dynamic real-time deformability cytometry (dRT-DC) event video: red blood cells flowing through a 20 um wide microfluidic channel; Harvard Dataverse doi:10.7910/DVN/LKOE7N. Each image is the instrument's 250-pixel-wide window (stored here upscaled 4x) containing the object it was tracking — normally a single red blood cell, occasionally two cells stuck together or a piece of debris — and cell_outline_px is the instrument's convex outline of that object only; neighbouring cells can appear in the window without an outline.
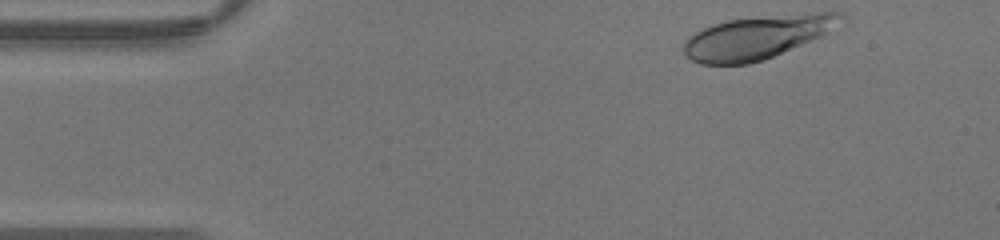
{"species": "human", "species_latin": "Homo sapiens", "temperature_condition": "warm", "stored_images_in_passage": 39, "camera_frame_rate_fps": 3000, "um_per_image_px": 0.085, "donor": {"sex": "male"}, "frame": {"image": 1, "passage_image": 1, "time_ms": 0.0, "image_size_px": [1000, 240], "cell_outline_px": [[848, 16], [828, 32], [812, 40], [764, 60], [748, 64], [700, 64], [692, 60], [684, 52], [684, 40], [696, 32], [712, 24], [728, 20], [804, 12], [844, 12]], "centroid_in_image_um": [64.4, 3.15], "position_along_channel_um": 20.6, "area_um2": 39.59}}
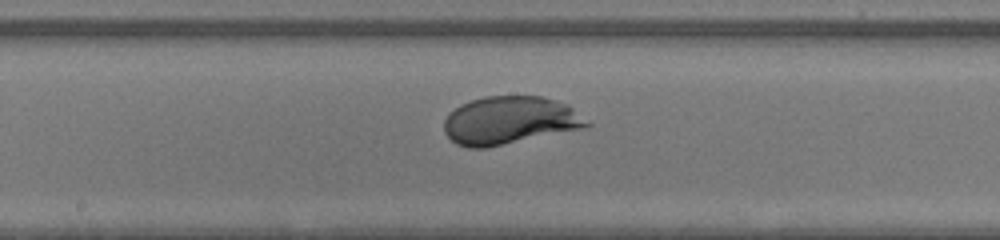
{"frame": {"image": 2, "passage_image": 18, "time_ms": 5.667, "image_size_px": [1000, 240], "cell_outline_px": [[592, 124], [588, 128], [484, 148], [468, 148], [456, 144], [444, 132], [444, 120], [448, 112], [460, 104], [484, 96], [540, 96], [556, 100], [568, 104]], "centroid_in_image_um": [43.34, 10.24], "position_along_channel_um": 204.9, "area_um2": 40.23}}
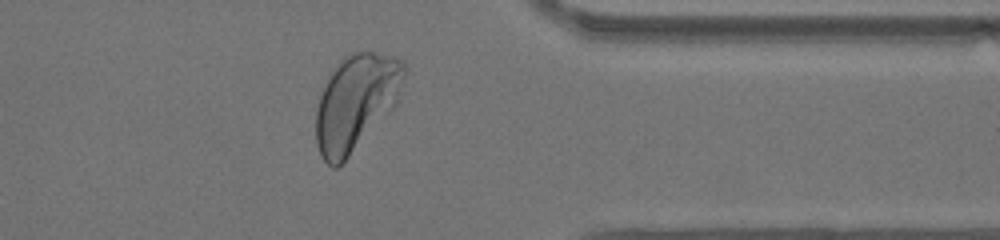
{"frame": {"image": 3, "passage_image": 30, "time_ms": 9.667, "image_size_px": [1000, 240], "cell_outline_px": [[404, 76], [400, 92], [396, 104], [348, 156], [336, 168], [332, 168], [320, 156], [316, 144], [316, 108], [320, 96], [332, 68], [348, 52], [372, 52], [404, 60]], "centroid_in_image_um": [30.22, 8.68], "position_along_channel_um": 381.2, "area_um2": 48.67}}